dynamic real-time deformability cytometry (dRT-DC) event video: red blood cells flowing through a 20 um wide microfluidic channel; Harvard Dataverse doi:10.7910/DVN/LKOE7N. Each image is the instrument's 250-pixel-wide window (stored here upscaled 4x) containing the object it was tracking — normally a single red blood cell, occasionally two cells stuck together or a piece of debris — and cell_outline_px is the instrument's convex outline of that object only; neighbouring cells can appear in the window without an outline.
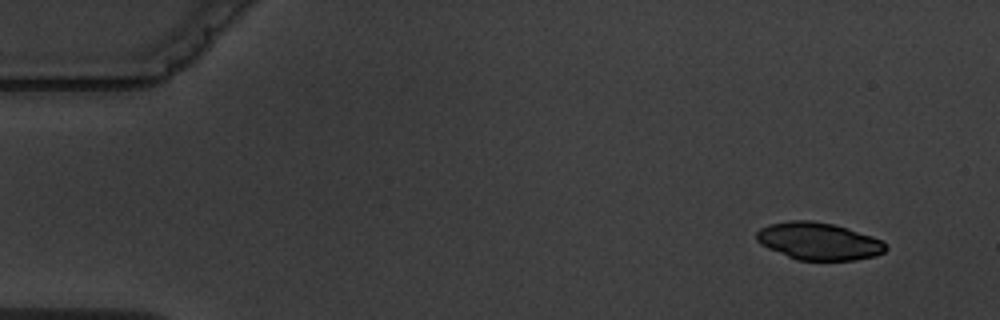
{"species": "common noctule bat (a hibernating species)", "species_latin": "Nyctalus noctula", "temperature_condition": "warm", "stored_images_in_passage": 5, "camera_frame_rate_fps": 3000, "um_per_image_px": 0.085, "animal": {"sex": "male", "body_mass_g": 19.5, "forearm_length_mm": 54.6}, "frame": {"image": 1, "passage_image": 1, "time_ms": 0.0, "image_size_px": [1000, 320], "cell_outline_px": [[888, 248], [884, 252], [876, 256], [856, 260], [796, 260], [768, 248], [760, 244], [756, 240], [756, 232], [760, 228], [768, 224], [788, 220], [812, 220], [832, 224], [872, 236], [884, 240], [888, 244]], "centroid_in_image_um": [69.59, 20.5], "position_along_channel_um": 15.4, "area_um2": 28.38}}